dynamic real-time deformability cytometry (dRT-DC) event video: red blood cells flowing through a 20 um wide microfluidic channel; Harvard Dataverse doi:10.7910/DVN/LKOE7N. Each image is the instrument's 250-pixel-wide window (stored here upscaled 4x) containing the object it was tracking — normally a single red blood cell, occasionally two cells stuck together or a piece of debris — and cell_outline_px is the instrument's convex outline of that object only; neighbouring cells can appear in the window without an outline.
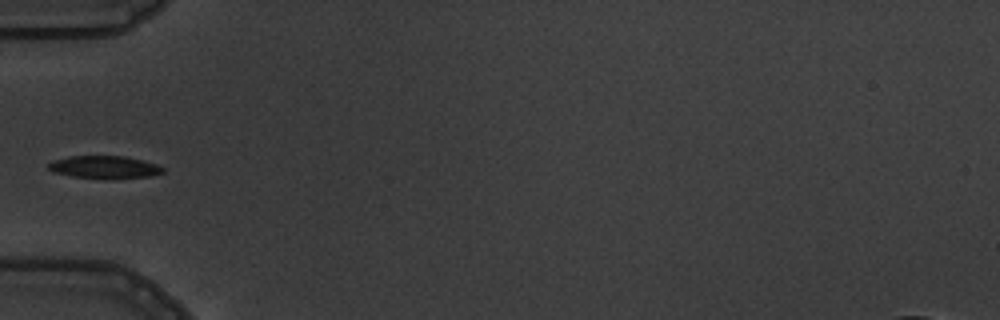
{"species": "common noctule bat (a hibernating species)", "species_latin": "Nyctalus noctula", "temperature_condition": "warm", "stored_images_in_passage": 6, "camera_frame_rate_fps": 3000, "um_per_image_px": 0.085, "animal": {"sex": "male", "body_mass_g": 19.5, "forearm_length_mm": 54.6}, "frame": {"image": 1, "passage_image": 6, "time_ms": 6.667, "image_size_px": [1000, 320], "cell_outline_px": [[164, 172], [152, 176], [112, 180], [108, 180], [72, 176], [52, 172], [48, 168], [48, 164], [52, 160], [68, 156], [124, 156], [144, 160], [156, 164], [164, 168]], "centroid_in_image_um": [8.89, 14.22], "position_along_channel_um": 76.1, "area_um2": 15.55}}